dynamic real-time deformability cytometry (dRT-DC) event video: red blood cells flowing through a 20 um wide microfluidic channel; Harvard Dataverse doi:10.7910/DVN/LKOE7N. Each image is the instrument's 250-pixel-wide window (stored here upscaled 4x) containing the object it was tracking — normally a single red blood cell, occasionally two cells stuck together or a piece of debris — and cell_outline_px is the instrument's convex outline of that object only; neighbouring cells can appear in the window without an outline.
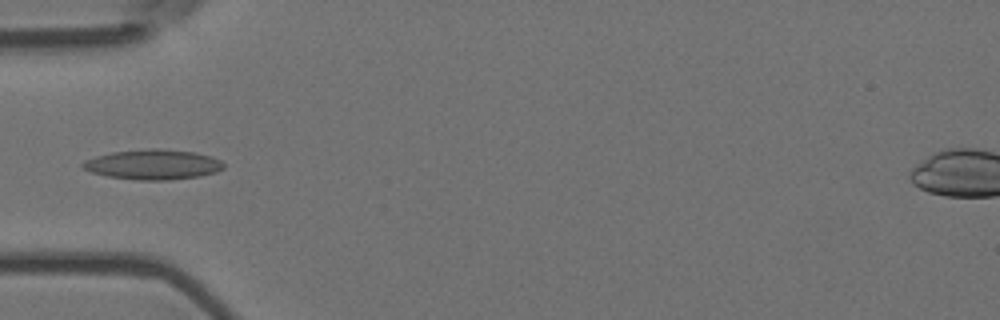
{"species": "Egyptian fruit bat (a non-hibernating species)", "species_latin": "Rousettus aegyptiacus", "temperature_condition": "room temperature", "stored_images_in_passage": 7, "camera_frame_rate_fps": 3000, "um_per_image_px": 0.085, "animal": {"sex": "female"}, "frame": {"image": 1, "passage_image": 6, "time_ms": 1.667, "image_size_px": [1000, 320], "cell_outline_px": [[224, 168], [216, 172], [200, 176], [172, 180], [136, 180], [108, 176], [92, 172], [84, 168], [80, 164], [84, 160], [96, 156], [112, 152], [152, 148], [156, 148], [196, 152], [212, 156], [220, 160], [224, 164]], "centroid_in_image_um": [13.04, 13.98], "position_along_channel_um": 72.0, "area_um2": 24.74}}